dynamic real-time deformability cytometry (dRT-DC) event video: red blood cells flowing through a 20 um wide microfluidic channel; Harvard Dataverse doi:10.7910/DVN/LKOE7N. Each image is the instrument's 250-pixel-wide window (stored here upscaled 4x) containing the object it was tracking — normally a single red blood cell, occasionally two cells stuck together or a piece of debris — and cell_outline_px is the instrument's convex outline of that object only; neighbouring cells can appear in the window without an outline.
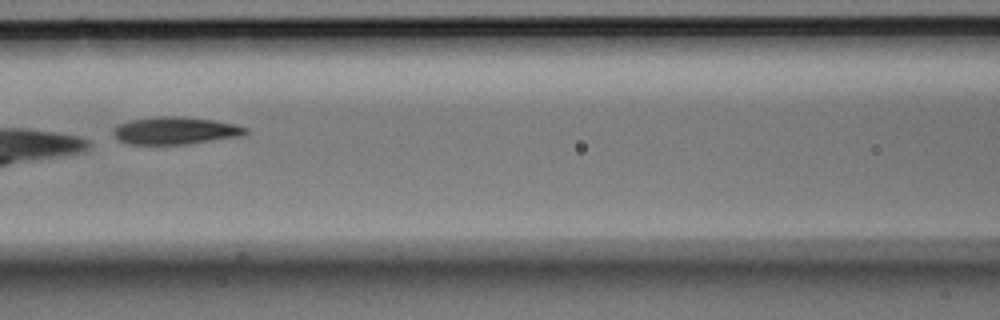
{"species": "Egyptian fruit bat (a non-hibernating species)", "species_latin": "Rousettus aegyptiacus", "temperature_condition": "room temperature", "stored_images_in_passage": 4, "camera_frame_rate_fps": 3000, "um_per_image_px": 0.085, "animal": {"sex": "male"}, "frame": {"image": 1, "passage_image": 4, "time_ms": 1.0, "image_size_px": [1000, 320], "cell_outline_px": [[248, 132], [240, 136], [188, 144], [128, 144], [120, 140], [112, 132], [120, 124], [132, 120], [156, 116], [180, 116], [212, 120], [232, 124], [248, 128]], "centroid_in_image_um": [14.91, 11.1], "position_along_channel_um": 151.7, "area_um2": 20.81}}